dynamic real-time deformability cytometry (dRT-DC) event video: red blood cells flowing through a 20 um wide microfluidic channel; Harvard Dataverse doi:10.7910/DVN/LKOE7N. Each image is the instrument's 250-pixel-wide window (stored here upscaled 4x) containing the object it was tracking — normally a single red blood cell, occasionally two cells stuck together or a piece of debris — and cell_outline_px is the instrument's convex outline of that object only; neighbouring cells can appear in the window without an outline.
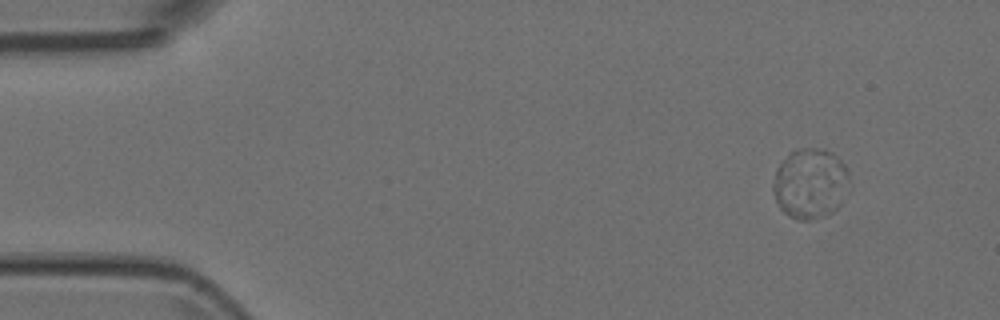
{"species": "Egyptian fruit bat (a non-hibernating species)", "species_latin": "Rousettus aegyptiacus", "temperature_condition": "room temperature", "stored_images_in_passage": 4, "camera_frame_rate_fps": 3000, "um_per_image_px": 0.085, "animal": {"sex": "female"}, "frame": {"image": 1, "passage_image": 1, "time_ms": 0.0, "image_size_px": [1000, 320], "cell_outline_px": [[848, 192], [840, 204], [832, 212], [808, 220], [796, 220], [784, 212], [780, 208], [776, 200], [772, 188], [776, 168], [796, 148], [824, 148], [832, 152], [844, 164], [848, 172]], "centroid_in_image_um": [68.87, 15.58], "position_along_channel_um": 16.1, "area_um2": 31.15}}
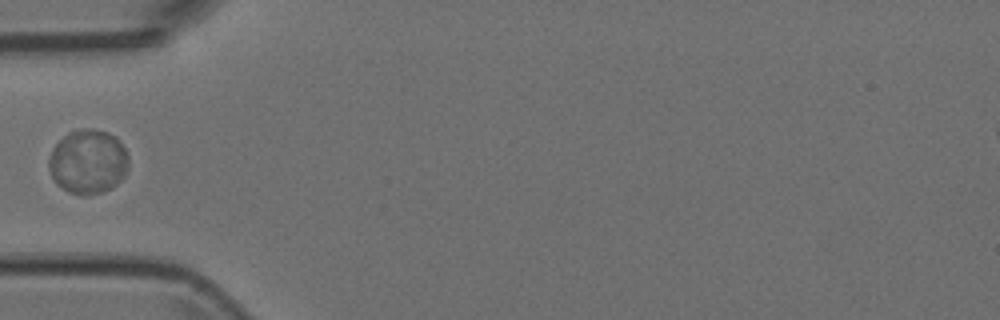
{"frame": {"image": 2, "passage_image": 4, "time_ms": 1.0, "image_size_px": [1000, 320], "cell_outline_px": [[128, 168], [124, 176], [112, 188], [100, 192], [80, 196], [68, 192], [56, 184], [48, 168], [48, 160], [52, 148], [68, 132], [80, 128], [92, 128], [108, 132], [116, 136], [124, 148], [128, 156]], "centroid_in_image_um": [7.47, 13.73], "position_along_channel_um": 77.5, "area_um2": 30.17}}